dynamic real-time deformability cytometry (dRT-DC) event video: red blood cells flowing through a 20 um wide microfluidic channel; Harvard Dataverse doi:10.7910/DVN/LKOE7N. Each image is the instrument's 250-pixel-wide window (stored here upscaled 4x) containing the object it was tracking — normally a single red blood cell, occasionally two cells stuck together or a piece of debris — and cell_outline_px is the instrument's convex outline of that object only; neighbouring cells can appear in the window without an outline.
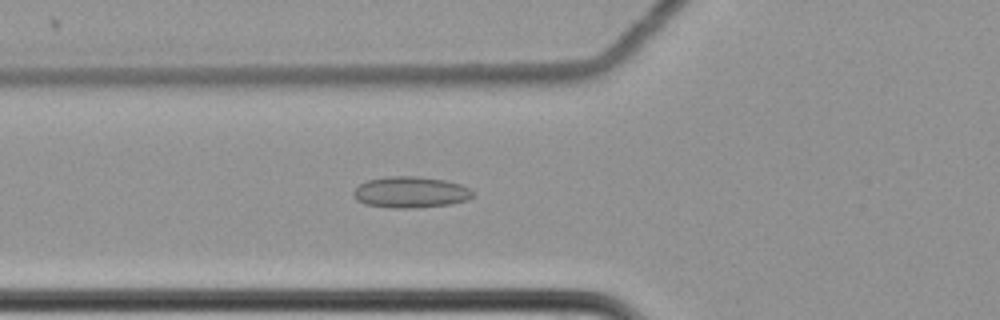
{"species": "common noctule bat (a hibernating species)", "species_latin": "Nyctalus noctula", "temperature_condition": "cold", "stored_images_in_passage": 41, "camera_frame_rate_fps": 3000, "um_per_image_px": 0.085, "animal": {"sex": "female", "body_mass_g": 22.7, "forearm_length_mm": 54.2}, "frame": {"image": 1, "passage_image": 8, "time_ms": 2.333, "image_size_px": [1000, 320], "cell_outline_px": [[476, 192], [468, 200], [452, 204], [412, 208], [392, 208], [364, 204], [356, 200], [352, 192], [360, 184], [368, 180], [388, 176], [416, 176], [444, 180], [460, 184]], "centroid_in_image_um": [34.9, 16.34], "position_along_channel_um": 90.9, "area_um2": 21.79}}
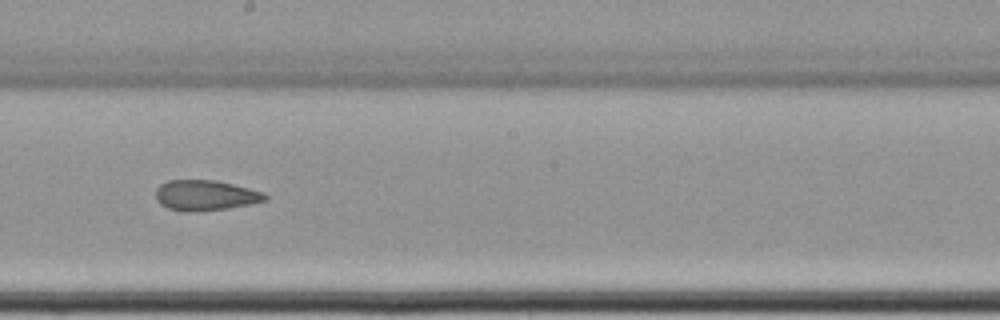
{"frame": {"image": 2, "passage_image": 20, "time_ms": 6.333, "image_size_px": [1000, 320], "cell_outline_px": [[268, 200], [228, 208], [192, 212], [184, 212], [168, 208], [160, 204], [156, 200], [156, 188], [160, 184], [168, 180], [216, 180], [264, 192], [268, 196]], "centroid_in_image_um": [17.44, 16.6], "position_along_channel_um": 230.8, "area_um2": 19.42}}
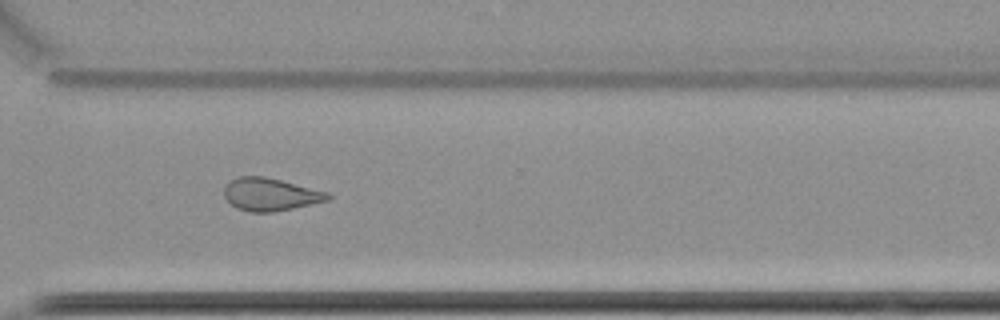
{"frame": {"image": 3, "passage_image": 30, "time_ms": 9.667, "image_size_px": [1000, 320], "cell_outline_px": [[332, 196], [328, 200], [292, 208], [272, 212], [248, 212], [236, 208], [224, 196], [224, 188], [236, 176], [264, 176], [328, 192]], "centroid_in_image_um": [22.96, 16.52], "position_along_channel_um": 347.6, "area_um2": 19.54}, "authors_computed_cell_mechanics": {"area_um2": 20.1144, "velocity_mm_per_s": 3.4942, "shape_relaxation_time_tau1_ms": null, "shape_relaxation_time_tau2_ms": 3.1918, "deformation_change_tau1": null, "deformation_change_tau2": 0.0927}}